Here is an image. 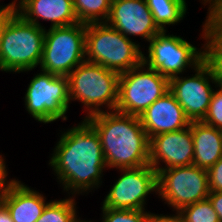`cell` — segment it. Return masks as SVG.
I'll list each match as a JSON object with an SVG mask.
<instances>
[{
	"mask_svg": "<svg viewBox=\"0 0 222 222\" xmlns=\"http://www.w3.org/2000/svg\"><path fill=\"white\" fill-rule=\"evenodd\" d=\"M45 202L42 194L17 180L4 195V206L13 222H36L48 204Z\"/></svg>",
	"mask_w": 222,
	"mask_h": 222,
	"instance_id": "cell-17",
	"label": "cell"
},
{
	"mask_svg": "<svg viewBox=\"0 0 222 222\" xmlns=\"http://www.w3.org/2000/svg\"><path fill=\"white\" fill-rule=\"evenodd\" d=\"M21 1H22V0H20V1L18 2L19 4L16 5V8L21 4Z\"/></svg>",
	"mask_w": 222,
	"mask_h": 222,
	"instance_id": "cell-35",
	"label": "cell"
},
{
	"mask_svg": "<svg viewBox=\"0 0 222 222\" xmlns=\"http://www.w3.org/2000/svg\"><path fill=\"white\" fill-rule=\"evenodd\" d=\"M100 137L109 168H136L149 164L150 139L138 116L103 111L85 117Z\"/></svg>",
	"mask_w": 222,
	"mask_h": 222,
	"instance_id": "cell-2",
	"label": "cell"
},
{
	"mask_svg": "<svg viewBox=\"0 0 222 222\" xmlns=\"http://www.w3.org/2000/svg\"><path fill=\"white\" fill-rule=\"evenodd\" d=\"M206 32L222 47V21H205Z\"/></svg>",
	"mask_w": 222,
	"mask_h": 222,
	"instance_id": "cell-28",
	"label": "cell"
},
{
	"mask_svg": "<svg viewBox=\"0 0 222 222\" xmlns=\"http://www.w3.org/2000/svg\"><path fill=\"white\" fill-rule=\"evenodd\" d=\"M102 222H148L149 212L144 210H123L102 207Z\"/></svg>",
	"mask_w": 222,
	"mask_h": 222,
	"instance_id": "cell-24",
	"label": "cell"
},
{
	"mask_svg": "<svg viewBox=\"0 0 222 222\" xmlns=\"http://www.w3.org/2000/svg\"><path fill=\"white\" fill-rule=\"evenodd\" d=\"M139 118L149 139L158 134L184 129L191 122L170 91L151 104Z\"/></svg>",
	"mask_w": 222,
	"mask_h": 222,
	"instance_id": "cell-15",
	"label": "cell"
},
{
	"mask_svg": "<svg viewBox=\"0 0 222 222\" xmlns=\"http://www.w3.org/2000/svg\"><path fill=\"white\" fill-rule=\"evenodd\" d=\"M7 174L5 161L2 158V155H0V195H5L16 181L15 179L11 180L10 182L7 181Z\"/></svg>",
	"mask_w": 222,
	"mask_h": 222,
	"instance_id": "cell-29",
	"label": "cell"
},
{
	"mask_svg": "<svg viewBox=\"0 0 222 222\" xmlns=\"http://www.w3.org/2000/svg\"><path fill=\"white\" fill-rule=\"evenodd\" d=\"M75 205L72 197L50 201L36 222H78Z\"/></svg>",
	"mask_w": 222,
	"mask_h": 222,
	"instance_id": "cell-21",
	"label": "cell"
},
{
	"mask_svg": "<svg viewBox=\"0 0 222 222\" xmlns=\"http://www.w3.org/2000/svg\"><path fill=\"white\" fill-rule=\"evenodd\" d=\"M208 199L212 203L213 209L217 213L219 221L222 222V191L210 192Z\"/></svg>",
	"mask_w": 222,
	"mask_h": 222,
	"instance_id": "cell-30",
	"label": "cell"
},
{
	"mask_svg": "<svg viewBox=\"0 0 222 222\" xmlns=\"http://www.w3.org/2000/svg\"><path fill=\"white\" fill-rule=\"evenodd\" d=\"M217 87L220 89L213 91L208 111L202 122L222 130V86Z\"/></svg>",
	"mask_w": 222,
	"mask_h": 222,
	"instance_id": "cell-25",
	"label": "cell"
},
{
	"mask_svg": "<svg viewBox=\"0 0 222 222\" xmlns=\"http://www.w3.org/2000/svg\"><path fill=\"white\" fill-rule=\"evenodd\" d=\"M157 27L166 31L165 25H173L183 20L187 5L185 0H145Z\"/></svg>",
	"mask_w": 222,
	"mask_h": 222,
	"instance_id": "cell-19",
	"label": "cell"
},
{
	"mask_svg": "<svg viewBox=\"0 0 222 222\" xmlns=\"http://www.w3.org/2000/svg\"><path fill=\"white\" fill-rule=\"evenodd\" d=\"M166 32L161 31L149 40L148 57L144 54L142 57L145 66L170 79L180 75L186 67L195 69L204 61V50L199 51L180 36L166 35Z\"/></svg>",
	"mask_w": 222,
	"mask_h": 222,
	"instance_id": "cell-10",
	"label": "cell"
},
{
	"mask_svg": "<svg viewBox=\"0 0 222 222\" xmlns=\"http://www.w3.org/2000/svg\"><path fill=\"white\" fill-rule=\"evenodd\" d=\"M16 1L14 0L12 3L0 6V41L2 37L3 30L10 20V18L16 13Z\"/></svg>",
	"mask_w": 222,
	"mask_h": 222,
	"instance_id": "cell-27",
	"label": "cell"
},
{
	"mask_svg": "<svg viewBox=\"0 0 222 222\" xmlns=\"http://www.w3.org/2000/svg\"><path fill=\"white\" fill-rule=\"evenodd\" d=\"M157 192L175 211L208 199L207 170L195 165L162 169L157 172Z\"/></svg>",
	"mask_w": 222,
	"mask_h": 222,
	"instance_id": "cell-9",
	"label": "cell"
},
{
	"mask_svg": "<svg viewBox=\"0 0 222 222\" xmlns=\"http://www.w3.org/2000/svg\"><path fill=\"white\" fill-rule=\"evenodd\" d=\"M148 222H184L182 216L176 212V215H156L149 213Z\"/></svg>",
	"mask_w": 222,
	"mask_h": 222,
	"instance_id": "cell-31",
	"label": "cell"
},
{
	"mask_svg": "<svg viewBox=\"0 0 222 222\" xmlns=\"http://www.w3.org/2000/svg\"><path fill=\"white\" fill-rule=\"evenodd\" d=\"M123 175L115 182L103 201V207L145 210L147 195L157 191V172L149 164L119 169Z\"/></svg>",
	"mask_w": 222,
	"mask_h": 222,
	"instance_id": "cell-12",
	"label": "cell"
},
{
	"mask_svg": "<svg viewBox=\"0 0 222 222\" xmlns=\"http://www.w3.org/2000/svg\"><path fill=\"white\" fill-rule=\"evenodd\" d=\"M193 165L209 169L222 157V130L202 121H192Z\"/></svg>",
	"mask_w": 222,
	"mask_h": 222,
	"instance_id": "cell-18",
	"label": "cell"
},
{
	"mask_svg": "<svg viewBox=\"0 0 222 222\" xmlns=\"http://www.w3.org/2000/svg\"><path fill=\"white\" fill-rule=\"evenodd\" d=\"M0 222H13L5 206L0 209Z\"/></svg>",
	"mask_w": 222,
	"mask_h": 222,
	"instance_id": "cell-32",
	"label": "cell"
},
{
	"mask_svg": "<svg viewBox=\"0 0 222 222\" xmlns=\"http://www.w3.org/2000/svg\"><path fill=\"white\" fill-rule=\"evenodd\" d=\"M75 16L79 23L106 22L111 2L109 0H73Z\"/></svg>",
	"mask_w": 222,
	"mask_h": 222,
	"instance_id": "cell-20",
	"label": "cell"
},
{
	"mask_svg": "<svg viewBox=\"0 0 222 222\" xmlns=\"http://www.w3.org/2000/svg\"><path fill=\"white\" fill-rule=\"evenodd\" d=\"M31 80L25 95V107L35 120L51 123L65 116L69 108L68 77L41 70Z\"/></svg>",
	"mask_w": 222,
	"mask_h": 222,
	"instance_id": "cell-8",
	"label": "cell"
},
{
	"mask_svg": "<svg viewBox=\"0 0 222 222\" xmlns=\"http://www.w3.org/2000/svg\"><path fill=\"white\" fill-rule=\"evenodd\" d=\"M194 145L190 125L184 129L158 134L150 138L149 165L156 170L193 164ZM166 167L158 166L160 162Z\"/></svg>",
	"mask_w": 222,
	"mask_h": 222,
	"instance_id": "cell-13",
	"label": "cell"
},
{
	"mask_svg": "<svg viewBox=\"0 0 222 222\" xmlns=\"http://www.w3.org/2000/svg\"><path fill=\"white\" fill-rule=\"evenodd\" d=\"M210 192L222 191V157L207 169Z\"/></svg>",
	"mask_w": 222,
	"mask_h": 222,
	"instance_id": "cell-26",
	"label": "cell"
},
{
	"mask_svg": "<svg viewBox=\"0 0 222 222\" xmlns=\"http://www.w3.org/2000/svg\"><path fill=\"white\" fill-rule=\"evenodd\" d=\"M194 70L196 73L192 77L175 76L169 79V91L191 122L202 121L206 116L214 91L209 79L218 86L211 67L205 61Z\"/></svg>",
	"mask_w": 222,
	"mask_h": 222,
	"instance_id": "cell-11",
	"label": "cell"
},
{
	"mask_svg": "<svg viewBox=\"0 0 222 222\" xmlns=\"http://www.w3.org/2000/svg\"><path fill=\"white\" fill-rule=\"evenodd\" d=\"M139 47L106 22L86 24L87 62L122 74L142 63Z\"/></svg>",
	"mask_w": 222,
	"mask_h": 222,
	"instance_id": "cell-3",
	"label": "cell"
},
{
	"mask_svg": "<svg viewBox=\"0 0 222 222\" xmlns=\"http://www.w3.org/2000/svg\"><path fill=\"white\" fill-rule=\"evenodd\" d=\"M168 91L169 79L142 62L139 66L120 74L115 110L139 117Z\"/></svg>",
	"mask_w": 222,
	"mask_h": 222,
	"instance_id": "cell-7",
	"label": "cell"
},
{
	"mask_svg": "<svg viewBox=\"0 0 222 222\" xmlns=\"http://www.w3.org/2000/svg\"><path fill=\"white\" fill-rule=\"evenodd\" d=\"M4 206V195H0V209Z\"/></svg>",
	"mask_w": 222,
	"mask_h": 222,
	"instance_id": "cell-34",
	"label": "cell"
},
{
	"mask_svg": "<svg viewBox=\"0 0 222 222\" xmlns=\"http://www.w3.org/2000/svg\"><path fill=\"white\" fill-rule=\"evenodd\" d=\"M106 23L127 38H129L128 35H139L148 42L161 32L145 0H117L112 2Z\"/></svg>",
	"mask_w": 222,
	"mask_h": 222,
	"instance_id": "cell-14",
	"label": "cell"
},
{
	"mask_svg": "<svg viewBox=\"0 0 222 222\" xmlns=\"http://www.w3.org/2000/svg\"><path fill=\"white\" fill-rule=\"evenodd\" d=\"M209 2V12L208 13H211L215 7L221 2V0H204V4L208 3Z\"/></svg>",
	"mask_w": 222,
	"mask_h": 222,
	"instance_id": "cell-33",
	"label": "cell"
},
{
	"mask_svg": "<svg viewBox=\"0 0 222 222\" xmlns=\"http://www.w3.org/2000/svg\"><path fill=\"white\" fill-rule=\"evenodd\" d=\"M52 155L49 165L64 190L79 194L102 183L101 174L107 165L100 137L85 119L61 135Z\"/></svg>",
	"mask_w": 222,
	"mask_h": 222,
	"instance_id": "cell-1",
	"label": "cell"
},
{
	"mask_svg": "<svg viewBox=\"0 0 222 222\" xmlns=\"http://www.w3.org/2000/svg\"><path fill=\"white\" fill-rule=\"evenodd\" d=\"M45 27L24 20L17 12L6 24L0 41V70L25 72L41 63Z\"/></svg>",
	"mask_w": 222,
	"mask_h": 222,
	"instance_id": "cell-4",
	"label": "cell"
},
{
	"mask_svg": "<svg viewBox=\"0 0 222 222\" xmlns=\"http://www.w3.org/2000/svg\"><path fill=\"white\" fill-rule=\"evenodd\" d=\"M178 213L184 222H220L209 199L182 208Z\"/></svg>",
	"mask_w": 222,
	"mask_h": 222,
	"instance_id": "cell-22",
	"label": "cell"
},
{
	"mask_svg": "<svg viewBox=\"0 0 222 222\" xmlns=\"http://www.w3.org/2000/svg\"><path fill=\"white\" fill-rule=\"evenodd\" d=\"M69 99L79 100L89 108L86 117L103 112L107 105L115 111L118 102L120 74L99 64L84 61L68 76Z\"/></svg>",
	"mask_w": 222,
	"mask_h": 222,
	"instance_id": "cell-5",
	"label": "cell"
},
{
	"mask_svg": "<svg viewBox=\"0 0 222 222\" xmlns=\"http://www.w3.org/2000/svg\"><path fill=\"white\" fill-rule=\"evenodd\" d=\"M203 37L207 42L204 44V61L211 67L214 78L218 85L222 83V47L206 32L203 25Z\"/></svg>",
	"mask_w": 222,
	"mask_h": 222,
	"instance_id": "cell-23",
	"label": "cell"
},
{
	"mask_svg": "<svg viewBox=\"0 0 222 222\" xmlns=\"http://www.w3.org/2000/svg\"><path fill=\"white\" fill-rule=\"evenodd\" d=\"M78 222H88V221H85V220H84V221H83V220H78ZM89 222H91V221H89Z\"/></svg>",
	"mask_w": 222,
	"mask_h": 222,
	"instance_id": "cell-36",
	"label": "cell"
},
{
	"mask_svg": "<svg viewBox=\"0 0 222 222\" xmlns=\"http://www.w3.org/2000/svg\"><path fill=\"white\" fill-rule=\"evenodd\" d=\"M16 12L27 22L42 28L38 18L51 21L50 28L78 23L73 0H22Z\"/></svg>",
	"mask_w": 222,
	"mask_h": 222,
	"instance_id": "cell-16",
	"label": "cell"
},
{
	"mask_svg": "<svg viewBox=\"0 0 222 222\" xmlns=\"http://www.w3.org/2000/svg\"><path fill=\"white\" fill-rule=\"evenodd\" d=\"M86 24L53 27L45 30L41 70L68 76L86 61Z\"/></svg>",
	"mask_w": 222,
	"mask_h": 222,
	"instance_id": "cell-6",
	"label": "cell"
}]
</instances>
